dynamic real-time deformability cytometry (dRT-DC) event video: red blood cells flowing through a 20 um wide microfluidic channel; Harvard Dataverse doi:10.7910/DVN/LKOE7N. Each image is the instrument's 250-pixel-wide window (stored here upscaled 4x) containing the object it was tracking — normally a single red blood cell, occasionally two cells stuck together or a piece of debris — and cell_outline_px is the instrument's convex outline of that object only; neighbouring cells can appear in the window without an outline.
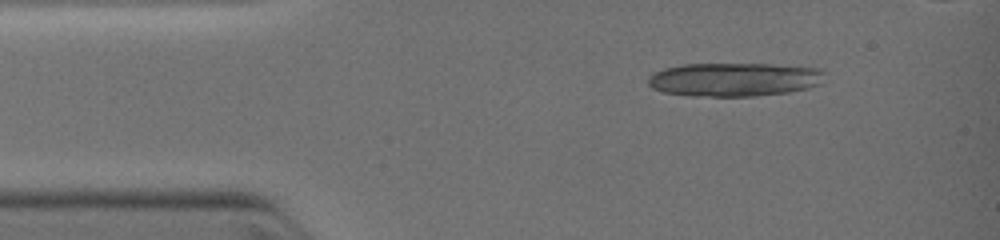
{"species": "common noctule bat (a hibernating species)", "species_latin": "Nyctalus noctula", "temperature_condition": "warm", "stored_images_in_passage": 5, "camera_frame_rate_fps": 3000, "um_per_image_px": 0.085, "animal": {"sex": "female", "body_mass_g": 19.0, "forearm_length_mm": 51.5}, "frame": {"image": 1, "passage_image": 2, "time_ms": 0.667, "image_size_px": [1000, 240], "cell_outline_px": [[828, 72], [820, 84], [808, 88], [788, 92], [756, 96], [688, 96], [664, 92], [652, 88], [648, 84], [648, 76], [652, 72], [664, 68], [680, 64], [772, 64], [820, 68]], "centroid_in_image_um": [62.42, 6.75], "position_along_channel_um": 22.6, "area_um2": 35.14}}